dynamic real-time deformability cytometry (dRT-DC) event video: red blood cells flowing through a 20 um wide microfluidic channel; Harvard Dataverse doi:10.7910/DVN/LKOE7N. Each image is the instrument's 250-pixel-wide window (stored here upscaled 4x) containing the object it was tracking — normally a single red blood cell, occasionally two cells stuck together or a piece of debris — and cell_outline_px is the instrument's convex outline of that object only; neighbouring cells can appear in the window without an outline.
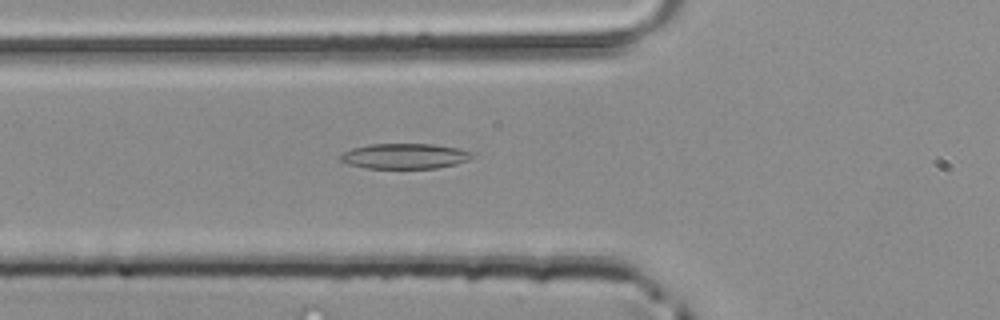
{"species": "common noctule bat (a hibernating species)", "species_latin": "Nyctalus noctula", "temperature_condition": "room temperature", "stored_images_in_passage": 32, "camera_frame_rate_fps": 3000, "um_per_image_px": 0.085, "animal": {"sex": "male", "body_mass_g": 20.4}, "frame": {"image": 1, "passage_image": 8, "time_ms": 2.333, "image_size_px": [1000, 320], "cell_outline_px": [[476, 156], [468, 160], [456, 164], [436, 168], [364, 168], [348, 164], [340, 160], [340, 156], [344, 152], [352, 148], [368, 144], [436, 144], [460, 148], [472, 152]], "centroid_in_image_um": [34.44, 13.26], "position_along_channel_um": 91.4, "area_um2": 19.59}}
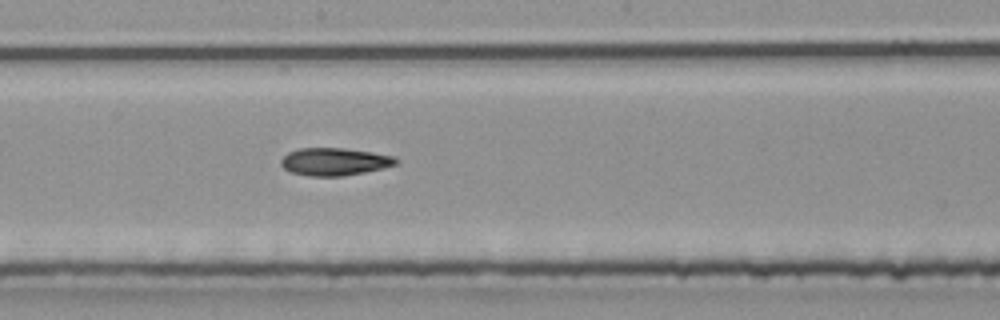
{"frame": {"image": 2, "passage_image": 17, "time_ms": 5.333, "image_size_px": [1000, 320], "cell_outline_px": [[400, 160], [396, 164], [384, 168], [344, 176], [308, 176], [288, 172], [280, 164], [280, 160], [288, 152], [300, 148], [344, 148], [372, 152], [396, 156]], "centroid_in_image_um": [28.44, 13.74], "position_along_channel_um": 219.8, "area_um2": 18.73}}
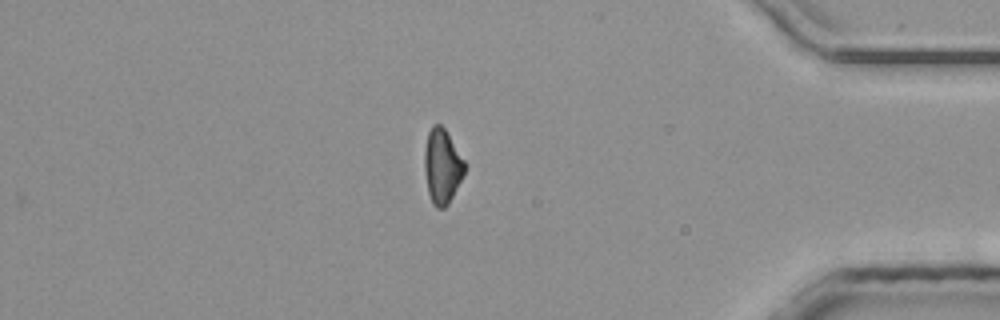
{"frame": {"image": 3, "passage_image": 32, "time_ms": 10.333, "image_size_px": [1000, 320], "cell_outline_px": [[464, 172], [448, 204], [444, 208], [436, 208], [432, 204], [428, 192], [424, 172], [424, 148], [428, 132], [432, 124], [440, 124], [444, 128], [464, 160]], "centroid_in_image_um": [37.54, 14.12], "position_along_channel_um": 397.7, "area_um2": 17.28}}